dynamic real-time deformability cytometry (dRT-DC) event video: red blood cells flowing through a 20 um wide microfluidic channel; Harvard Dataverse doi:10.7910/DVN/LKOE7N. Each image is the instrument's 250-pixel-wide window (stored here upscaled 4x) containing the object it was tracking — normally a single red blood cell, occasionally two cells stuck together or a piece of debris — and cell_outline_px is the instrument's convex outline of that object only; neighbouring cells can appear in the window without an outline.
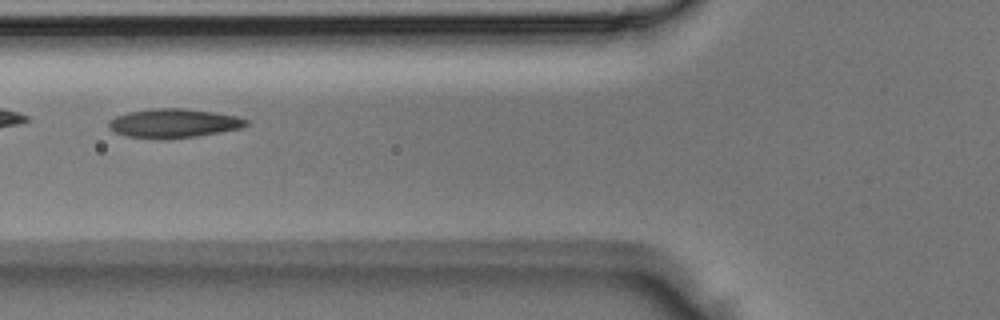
{"species": "Egyptian fruit bat (a non-hibernating species)", "species_latin": "Rousettus aegyptiacus", "temperature_condition": "room temperature", "stored_images_in_passage": 5, "segment_of_instrument_passage": [1, 2], "camera_frame_rate_fps": 3000, "um_per_image_px": 0.085, "animal": {"sex": "male"}, "frame": {"image": 1, "passage_image": 3, "time_ms": 0.667, "image_size_px": [1000, 320], "cell_outline_px": [[248, 124], [240, 128], [196, 136], [128, 136], [116, 132], [108, 128], [108, 124], [116, 116], [128, 112], [152, 108], [184, 108], [216, 112], [236, 116], [248, 120]], "centroid_in_image_um": [14.8, 10.42], "position_along_channel_um": 111.0, "area_um2": 22.2}}
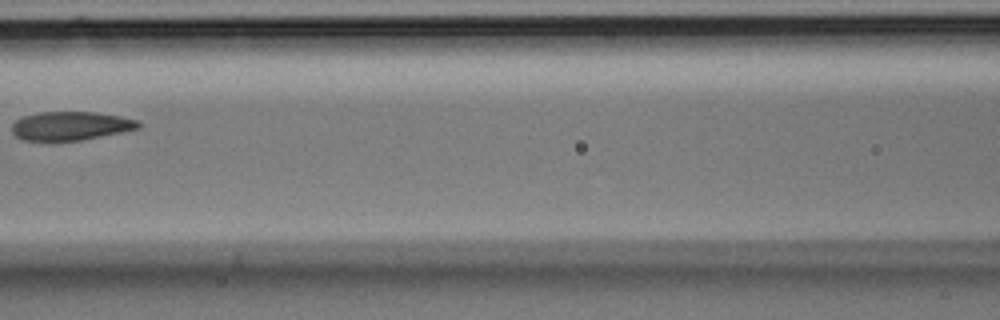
{"frame": {"image": 2, "passage_image": 4, "time_ms": 1.0, "image_size_px": [1000, 320], "cell_outline_px": [[144, 124], [140, 128], [80, 140], [24, 140], [16, 136], [12, 132], [12, 124], [16, 120], [24, 116], [40, 112], [96, 112], [120, 116], [140, 120]], "centroid_in_image_um": [6.05, 10.68], "position_along_channel_um": 160.5, "area_um2": 21.04}}